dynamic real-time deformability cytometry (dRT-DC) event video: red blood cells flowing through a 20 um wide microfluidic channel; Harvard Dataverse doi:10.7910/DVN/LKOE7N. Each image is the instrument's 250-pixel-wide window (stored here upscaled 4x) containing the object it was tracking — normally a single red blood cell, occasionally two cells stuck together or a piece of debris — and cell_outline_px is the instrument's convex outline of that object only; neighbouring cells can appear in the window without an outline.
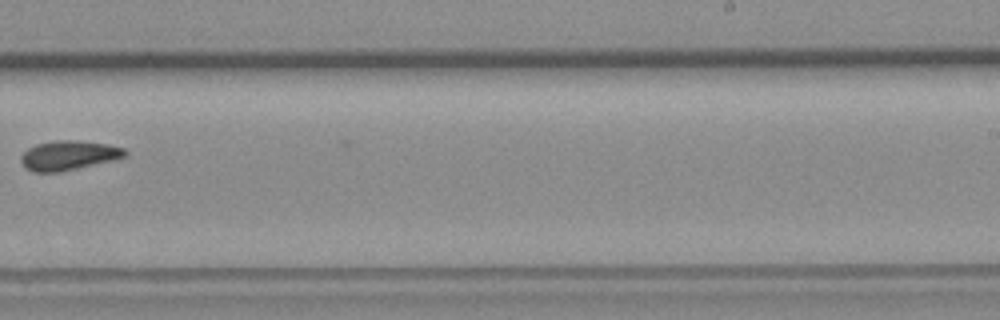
{"species": "common noctule bat (a hibernating species)", "species_latin": "Nyctalus noctula", "temperature_condition": "room temperature", "stored_images_in_passage": 15, "camera_frame_rate_fps": 3000, "um_per_image_px": 0.085, "animal": {"sex": "female", "body_mass_g": 19.3, "forearm_length_mm": 54.1}, "frame": {"image": 1, "passage_image": 10, "time_ms": 11.333, "image_size_px": [1000, 320], "cell_outline_px": [[128, 156], [116, 160], [60, 172], [32, 172], [24, 168], [20, 160], [20, 156], [28, 148], [36, 144], [56, 140], [72, 140], [108, 144], [124, 148], [128, 152]], "centroid_in_image_um": [5.84, 13.22], "position_along_channel_um": 283.2, "area_um2": 18.15}}
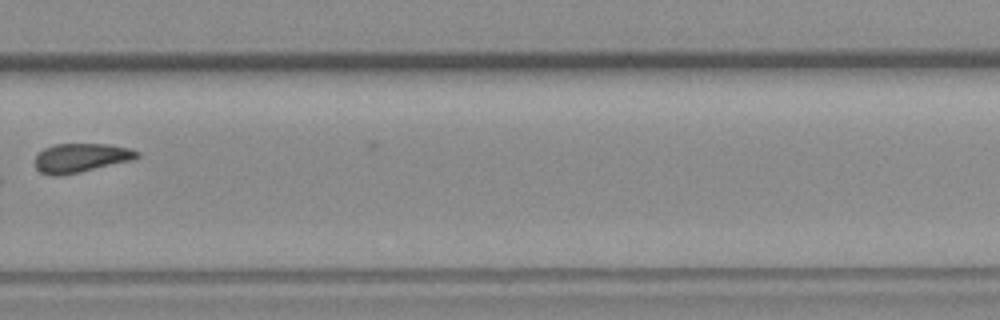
{"frame": {"image": 2, "passage_image": 11, "time_ms": 12.333, "image_size_px": [1000, 320], "cell_outline_px": [[136, 156], [128, 160], [80, 172], [60, 176], [52, 176], [40, 172], [36, 168], [36, 156], [44, 148], [52, 144], [108, 144], [128, 148], [136, 152]], "centroid_in_image_um": [6.76, 13.41], "position_along_channel_um": 323.0, "area_um2": 16.76}}
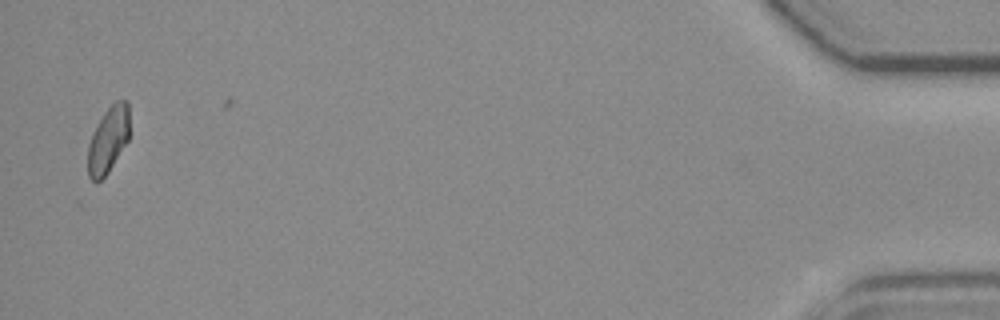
{"frame": {"image": 3, "passage_image": 15, "time_ms": 17.333, "image_size_px": [1000, 320], "cell_outline_px": [[128, 140], [108, 172], [100, 180], [92, 180], [88, 176], [88, 144], [92, 132], [104, 112], [116, 100], [128, 100]], "centroid_in_image_um": [9.18, 11.87], "position_along_channel_um": 426.0, "area_um2": 15.84}}